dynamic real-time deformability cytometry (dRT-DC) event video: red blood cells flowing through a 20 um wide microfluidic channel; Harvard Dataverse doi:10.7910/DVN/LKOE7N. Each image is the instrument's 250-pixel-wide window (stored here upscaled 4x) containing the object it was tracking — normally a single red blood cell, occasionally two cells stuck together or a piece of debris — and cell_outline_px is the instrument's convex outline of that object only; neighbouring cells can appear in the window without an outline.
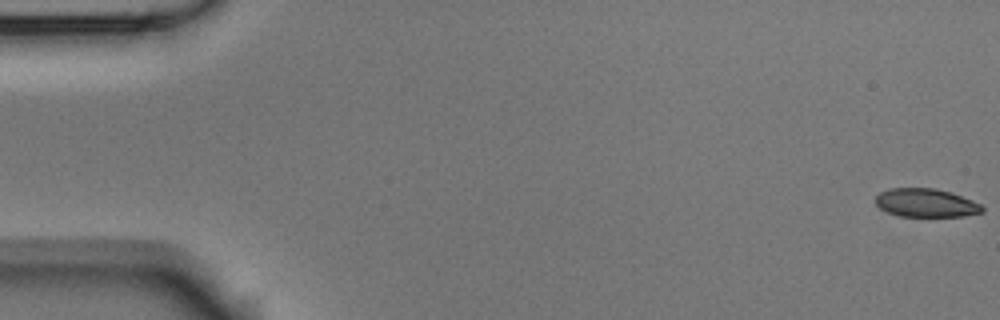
{"species": "Egyptian fruit bat (a non-hibernating species)", "species_latin": "Rousettus aegyptiacus", "temperature_condition": "room temperature", "stored_images_in_passage": 5, "camera_frame_rate_fps": 3000, "um_per_image_px": 0.085, "animal": {"sex": "male"}, "frame": {"image": 1, "passage_image": 1, "time_ms": 0.0, "image_size_px": [1000, 320], "cell_outline_px": [[984, 212], [964, 216], [900, 216], [888, 212], [880, 208], [876, 204], [876, 196], [880, 192], [888, 188], [932, 188], [952, 192], [972, 200], [980, 204], [984, 208]], "centroid_in_image_um": [78.72, 17.24], "position_along_channel_um": 6.3, "area_um2": 17.69}}
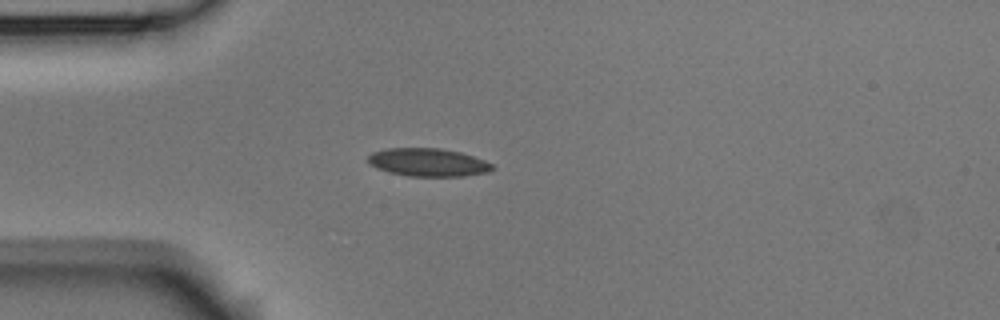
{"frame": {"image": 2, "passage_image": 5, "time_ms": 1.333, "image_size_px": [1000, 320], "cell_outline_px": [[496, 168], [488, 172], [464, 176], [408, 176], [388, 172], [376, 168], [368, 164], [368, 156], [372, 152], [388, 148], [436, 148], [460, 152], [484, 160], [492, 164]], "centroid_in_image_um": [36.36, 13.8], "position_along_channel_um": 48.6, "area_um2": 20.35}}